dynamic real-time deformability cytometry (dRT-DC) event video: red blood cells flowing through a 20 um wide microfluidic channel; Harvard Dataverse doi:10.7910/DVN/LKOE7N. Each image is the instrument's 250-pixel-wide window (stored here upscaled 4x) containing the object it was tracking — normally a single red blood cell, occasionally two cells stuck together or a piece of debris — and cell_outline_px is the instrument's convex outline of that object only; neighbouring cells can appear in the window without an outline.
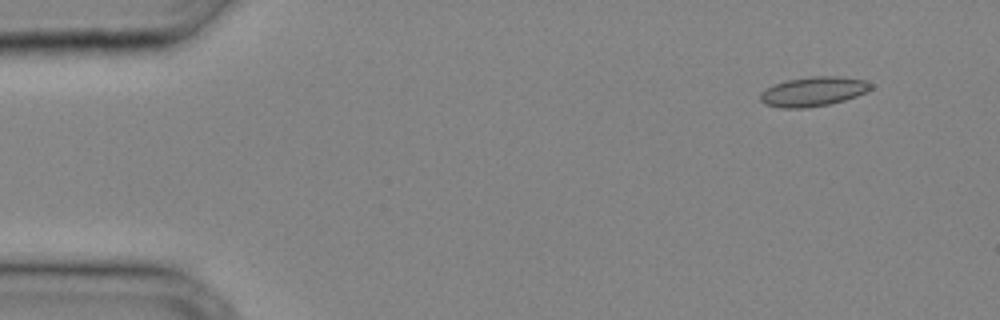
{"species": "common noctule bat (a hibernating species)", "species_latin": "Nyctalus noctula", "temperature_condition": "cold", "stored_images_in_passage": 32, "camera_frame_rate_fps": 3000, "um_per_image_px": 0.085, "animal": {"sex": "male", "body_mass_g": 20.4}, "frame": {"image": 1, "passage_image": 3, "time_ms": 0.667, "image_size_px": [1000, 320], "cell_outline_px": [[872, 88], [856, 96], [844, 100], [828, 104], [804, 108], [780, 108], [764, 104], [760, 100], [760, 92], [772, 84], [784, 80], [812, 76], [840, 76], [864, 80], [872, 84]], "centroid_in_image_um": [69.07, 7.77], "position_along_channel_um": 15.9, "area_um2": 19.07}}
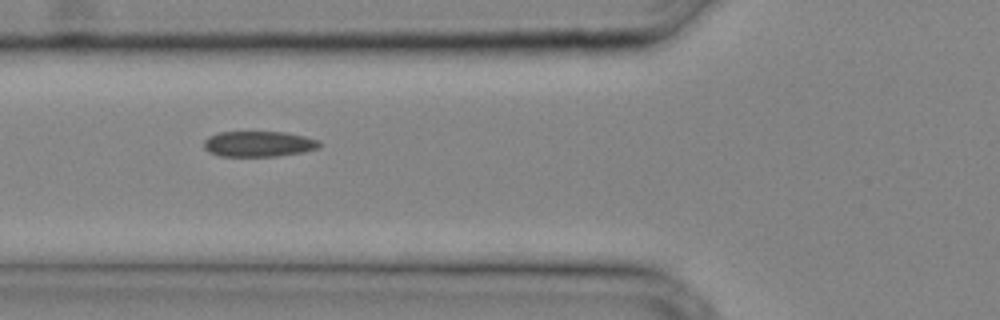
{"frame": {"image": 2, "passage_image": 13, "time_ms": 4.0, "image_size_px": [1000, 320], "cell_outline_px": [[320, 148], [304, 152], [276, 156], [220, 156], [208, 152], [204, 148], [204, 140], [208, 136], [220, 132], [284, 132], [304, 136], [320, 140]], "centroid_in_image_um": [21.99, 12.23], "position_along_channel_um": 103.8, "area_um2": 17.34}}
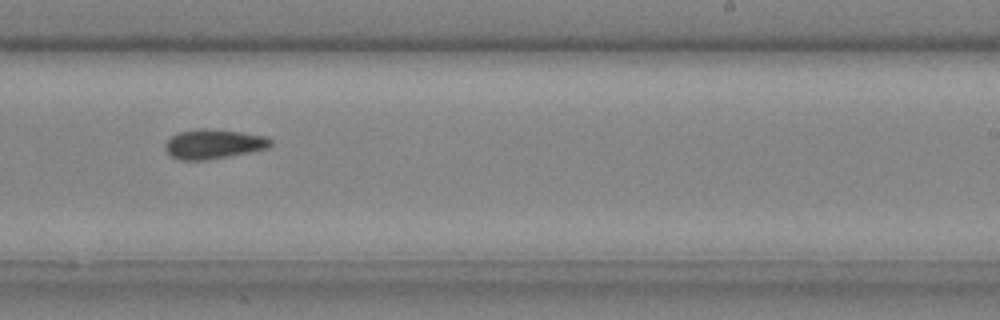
{"frame": {"image": 3, "passage_image": 22, "time_ms": 7.0, "image_size_px": [1000, 320], "cell_outline_px": [[272, 144], [268, 148], [252, 152], [208, 160], [180, 160], [172, 156], [164, 148], [164, 144], [172, 136], [180, 132], [196, 128], [204, 128], [240, 132], [264, 136], [272, 140]], "centroid_in_image_um": [18.15, 12.25], "position_along_channel_um": 270.8, "area_um2": 18.15}}